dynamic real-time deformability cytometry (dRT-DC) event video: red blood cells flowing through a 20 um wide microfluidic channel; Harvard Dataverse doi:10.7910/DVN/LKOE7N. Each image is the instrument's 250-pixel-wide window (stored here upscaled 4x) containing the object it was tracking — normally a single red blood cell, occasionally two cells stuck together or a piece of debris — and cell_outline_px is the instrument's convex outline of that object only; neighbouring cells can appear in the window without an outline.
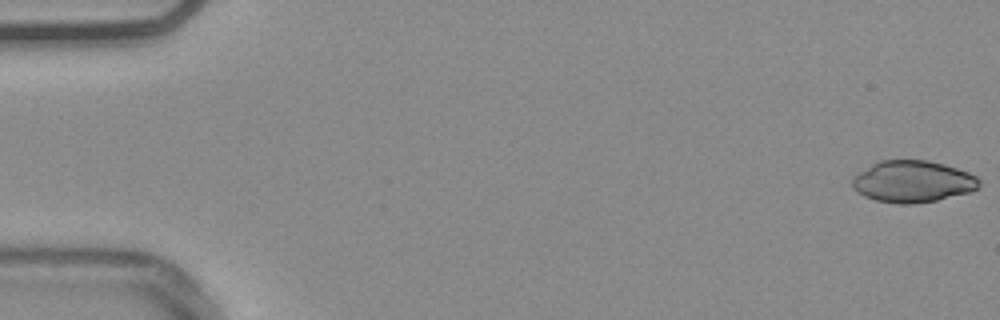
{"species": "common noctule bat (a hibernating species)", "species_latin": "Nyctalus noctula", "temperature_condition": "warm", "stored_images_in_passage": 16, "camera_frame_rate_fps": 3000, "um_per_image_px": 0.085, "animal": {"sex": "male", "body_mass_g": 20.4}, "frame": {"image": 1, "passage_image": 1, "time_ms": 0.0, "image_size_px": [1000, 320], "cell_outline_px": [[980, 184], [976, 188], [968, 192], [936, 200], [912, 204], [896, 204], [876, 200], [864, 196], [852, 188], [852, 176], [872, 164], [880, 160], [928, 160], [944, 164], [968, 172], [976, 176], [980, 180]], "centroid_in_image_um": [77.55, 15.42], "position_along_channel_um": 7.5, "area_um2": 30.81}}